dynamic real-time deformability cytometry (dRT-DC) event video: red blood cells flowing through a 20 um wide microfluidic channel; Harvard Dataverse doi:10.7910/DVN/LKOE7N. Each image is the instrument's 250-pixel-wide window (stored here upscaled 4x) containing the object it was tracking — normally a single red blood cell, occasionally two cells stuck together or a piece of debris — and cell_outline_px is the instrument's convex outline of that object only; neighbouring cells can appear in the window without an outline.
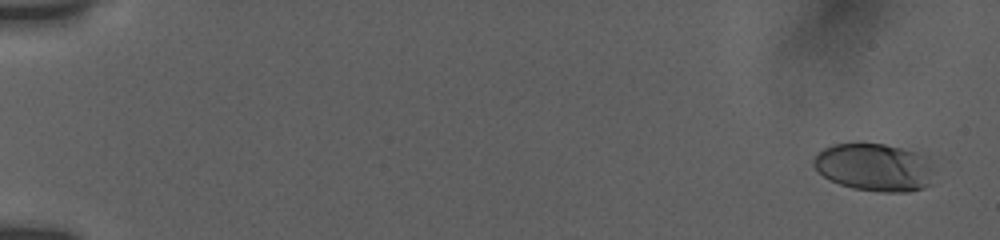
{"species": "human", "species_latin": "Homo sapiens", "temperature_condition": "room temperature", "stored_images_in_passage": 18, "camera_frame_rate_fps": 3000, "um_per_image_px": 0.085, "donor": {"sex": "female"}, "frame": {"image": 1, "passage_image": 3, "time_ms": 0.667, "image_size_px": [1000, 240], "cell_outline_px": [[932, 184], [924, 188], [908, 192], [884, 192], [852, 188], [840, 184], [824, 176], [812, 164], [812, 160], [824, 148], [832, 144], [884, 144], [916, 152], [928, 156], [932, 172]], "centroid_in_image_um": [74.36, 14.23], "position_along_channel_um": 10.6, "area_um2": 33.41}}
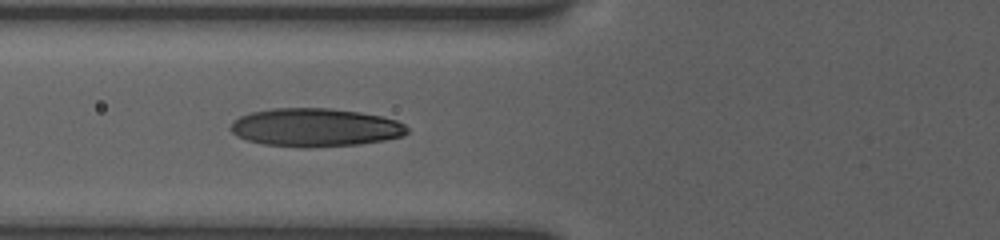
{"frame": {"image": 2, "passage_image": 16, "time_ms": 7.667, "image_size_px": [1000, 240], "cell_outline_px": [[408, 132], [404, 136], [384, 140], [360, 144], [308, 148], [304, 148], [264, 144], [248, 140], [236, 136], [232, 132], [232, 124], [240, 116], [252, 112], [272, 108], [328, 108], [360, 112], [380, 116], [396, 120], [404, 124], [408, 128]], "centroid_in_image_um": [26.82, 10.84], "position_along_channel_um": 99.0, "area_um2": 39.36}}
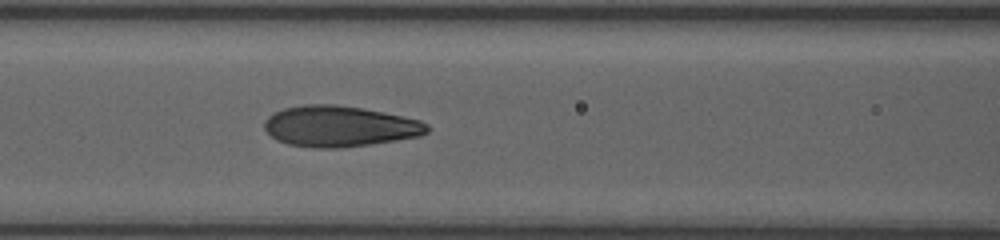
{"frame": {"image": 3, "passage_image": 18, "time_ms": 8.667, "image_size_px": [1000, 240], "cell_outline_px": [[432, 128], [428, 132], [420, 136], [372, 144], [340, 148], [312, 148], [288, 144], [276, 140], [264, 128], [264, 120], [268, 116], [284, 108], [304, 104], [336, 104], [364, 108], [404, 116], [420, 120], [428, 124]], "centroid_in_image_um": [28.89, 10.73], "position_along_channel_um": 137.7, "area_um2": 39.13}}